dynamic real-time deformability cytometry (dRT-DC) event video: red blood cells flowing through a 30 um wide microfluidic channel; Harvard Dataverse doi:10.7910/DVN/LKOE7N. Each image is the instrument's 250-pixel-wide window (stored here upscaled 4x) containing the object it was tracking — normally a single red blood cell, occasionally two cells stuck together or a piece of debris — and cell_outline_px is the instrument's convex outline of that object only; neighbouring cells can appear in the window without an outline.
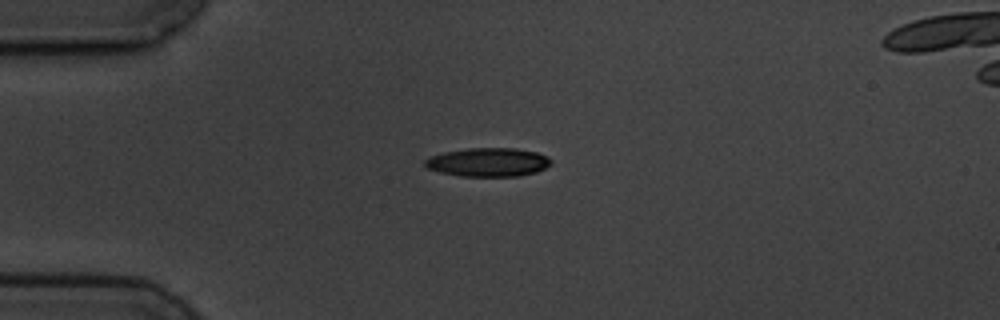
{"species": "common noctule bat (a hibernating species)", "species_latin": "Nyctalus noctula", "temperature_condition": "cold", "stored_images_in_passage": 13, "segment_of_instrument_passage": [1, 2], "camera_frame_rate_fps": 3000, "um_per_image_px": 0.085, "animal": {"sex": "male", "body_mass_g": 19.5, "forearm_length_mm": 54.6}, "frame": {"image": 1, "passage_image": 1, "time_ms": 0.0, "image_size_px": [1000, 320], "cell_outline_px": [[552, 164], [536, 172], [520, 176], [460, 176], [440, 172], [428, 168], [424, 164], [424, 160], [428, 156], [444, 152], [468, 148], [516, 148], [536, 152], [548, 156], [552, 160]], "centroid_in_image_um": [41.5, 13.78], "position_along_channel_um": 43.5, "area_um2": 21.21}}
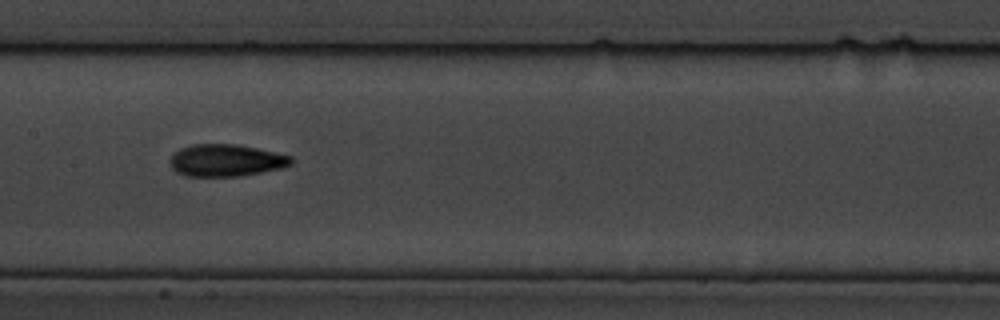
{"frame": {"image": 2, "passage_image": 5, "time_ms": 4.667, "image_size_px": [1000, 320], "cell_outline_px": [[296, 160], [292, 164], [284, 168], [240, 176], [184, 176], [176, 172], [168, 164], [168, 160], [180, 148], [192, 144], [236, 144], [276, 152], [292, 156]], "centroid_in_image_um": [19.23, 13.63], "position_along_channel_um": 188.2, "area_um2": 23.0}}
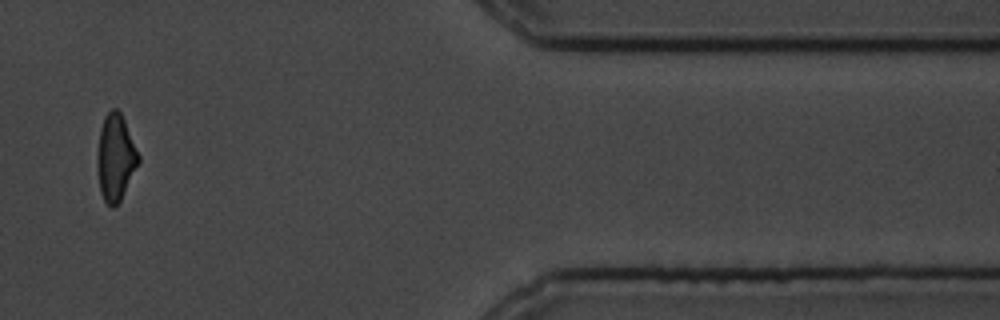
{"frame": {"image": 3, "passage_image": 10, "time_ms": 11.667, "image_size_px": [1000, 320], "cell_outline_px": [[140, 160], [120, 200], [112, 208], [104, 200], [100, 192], [96, 164], [96, 152], [100, 128], [104, 116], [112, 108], [116, 108], [120, 112], [124, 120], [140, 156]], "centroid_in_image_um": [9.79, 13.37], "position_along_channel_um": 401.6, "area_um2": 20.75}}